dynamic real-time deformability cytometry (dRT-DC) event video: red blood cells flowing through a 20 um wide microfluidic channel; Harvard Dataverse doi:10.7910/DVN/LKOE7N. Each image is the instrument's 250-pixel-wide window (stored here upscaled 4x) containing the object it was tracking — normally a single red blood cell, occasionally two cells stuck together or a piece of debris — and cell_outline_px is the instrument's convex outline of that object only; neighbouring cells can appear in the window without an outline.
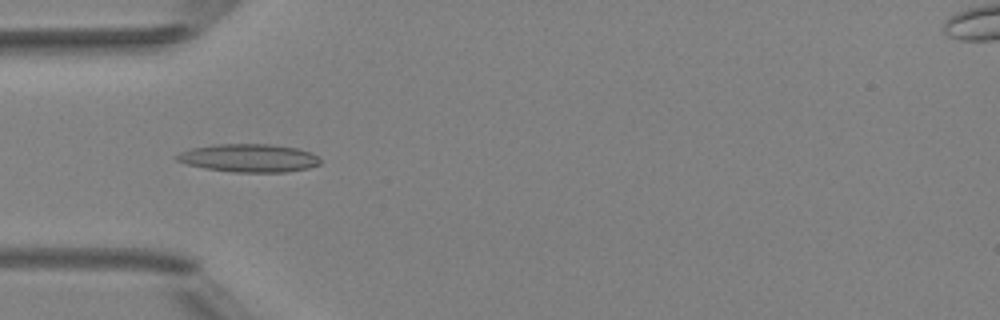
{"species": "Egyptian fruit bat (a non-hibernating species)", "species_latin": "Rousettus aegyptiacus", "temperature_condition": "room temperature", "stored_images_in_passage": 6, "camera_frame_rate_fps": 3000, "um_per_image_px": 0.085, "animal": {"sex": "female"}, "frame": {"image": 1, "passage_image": 4, "time_ms": 4.333, "image_size_px": [1000, 320], "cell_outline_px": [[320, 164], [308, 168], [284, 172], [232, 172], [208, 168], [188, 164], [176, 160], [176, 156], [180, 152], [192, 148], [212, 144], [268, 144], [296, 148], [312, 152], [320, 160]], "centroid_in_image_um": [21.17, 13.42], "position_along_channel_um": 63.8, "area_um2": 23.29}}
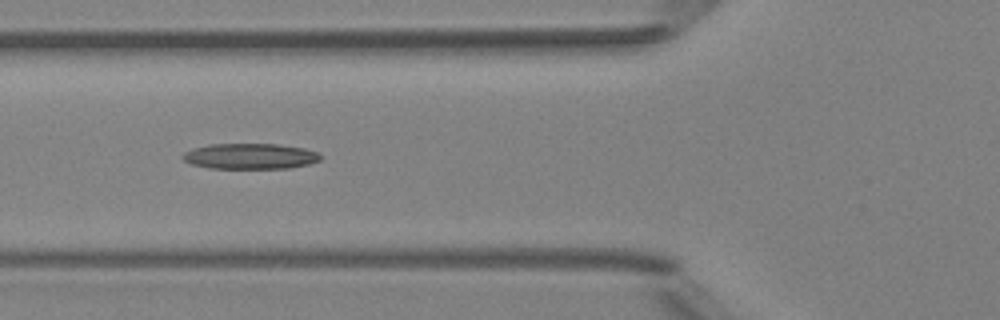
{"frame": {"image": 2, "passage_image": 5, "time_ms": 5.333, "image_size_px": [1000, 320], "cell_outline_px": [[324, 156], [320, 160], [308, 164], [288, 168], [208, 168], [192, 164], [184, 160], [180, 156], [184, 152], [192, 148], [208, 144], [280, 144], [304, 148], [320, 152]], "centroid_in_image_um": [21.28, 13.27], "position_along_channel_um": 104.5, "area_um2": 20.81}}
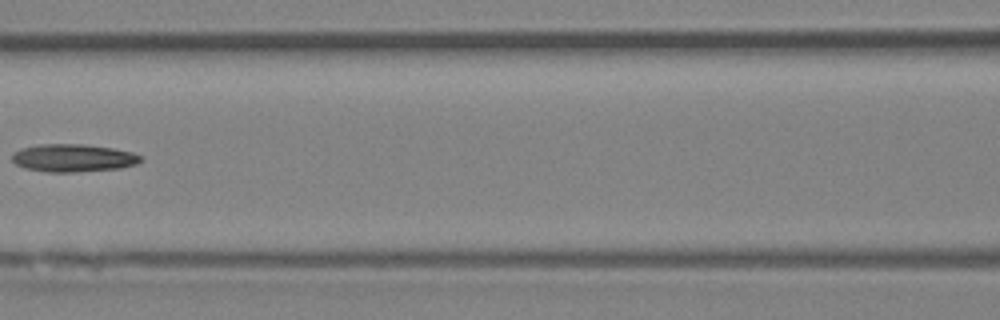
{"frame": {"image": 3, "passage_image": 6, "time_ms": 6.667, "image_size_px": [1000, 320], "cell_outline_px": [[140, 160], [136, 164], [120, 168], [72, 172], [48, 172], [24, 168], [16, 164], [12, 160], [12, 152], [20, 148], [40, 144], [84, 144], [112, 148], [132, 152], [140, 156]], "centroid_in_image_um": [6.16, 13.42], "position_along_channel_um": 160.4, "area_um2": 20.75}}